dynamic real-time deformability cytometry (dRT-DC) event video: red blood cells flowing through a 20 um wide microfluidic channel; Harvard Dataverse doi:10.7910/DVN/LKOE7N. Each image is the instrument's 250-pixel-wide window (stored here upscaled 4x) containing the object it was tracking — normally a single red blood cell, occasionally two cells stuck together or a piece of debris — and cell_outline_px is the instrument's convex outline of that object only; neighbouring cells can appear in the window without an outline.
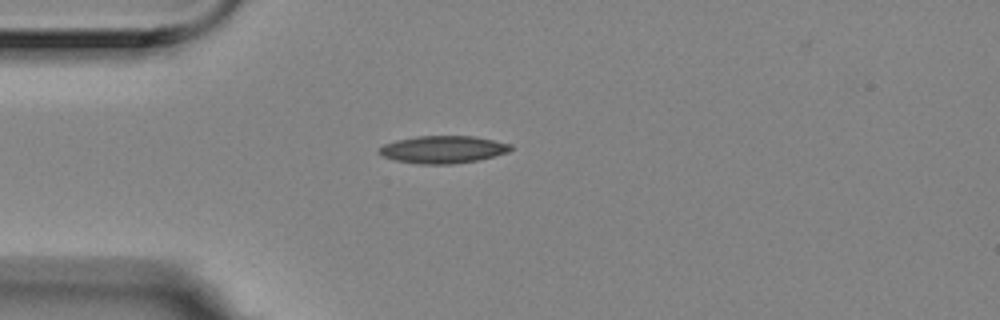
{"species": "Egyptian fruit bat (a non-hibernating species)", "species_latin": "Rousettus aegyptiacus", "temperature_condition": "room temperature", "stored_images_in_passage": 1, "camera_frame_rate_fps": 3000, "um_per_image_px": 0.085, "animal": {"sex": "female"}, "frame": {"image": 1, "passage_image": 1, "time_ms": 0.0, "image_size_px": [1000, 320], "cell_outline_px": [[512, 148], [508, 152], [480, 160], [452, 164], [416, 164], [396, 160], [384, 156], [376, 152], [384, 144], [396, 140], [416, 136], [476, 136], [512, 144]], "centroid_in_image_um": [37.67, 12.7], "position_along_channel_um": 47.3, "area_um2": 21.15}}